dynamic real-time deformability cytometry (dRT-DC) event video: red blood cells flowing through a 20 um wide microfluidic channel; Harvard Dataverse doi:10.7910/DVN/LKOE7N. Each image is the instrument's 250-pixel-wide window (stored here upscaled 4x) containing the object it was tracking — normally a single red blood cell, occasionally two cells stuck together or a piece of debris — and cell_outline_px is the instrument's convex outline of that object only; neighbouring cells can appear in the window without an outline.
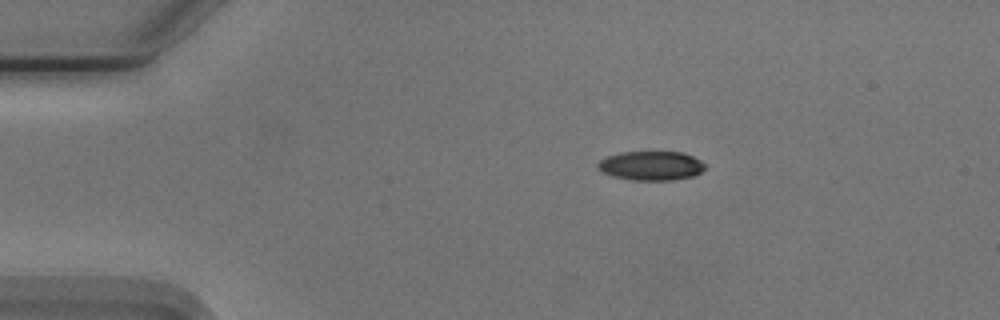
{"species": "Egyptian fruit bat (a non-hibernating species)", "species_latin": "Rousettus aegyptiacus", "temperature_condition": "cold", "stored_images_in_passage": 45, "camera_frame_rate_fps": 3000, "um_per_image_px": 0.085, "animal": {"sex": "male"}, "frame": {"image": 1, "passage_image": 1, "time_ms": 0.0, "image_size_px": [1000, 320], "cell_outline_px": [[708, 164], [700, 172], [692, 176], [672, 180], [632, 180], [612, 176], [596, 168], [596, 164], [600, 160], [608, 156], [620, 152], [684, 152]], "centroid_in_image_um": [55.34, 14.08], "position_along_channel_um": 29.7, "area_um2": 18.26}}
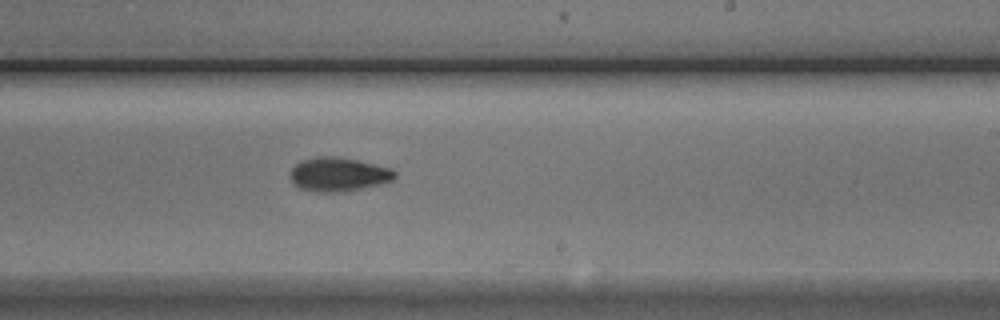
{"frame": {"image": 2, "passage_image": 24, "time_ms": 7.667, "image_size_px": [1000, 320], "cell_outline_px": [[396, 176], [392, 180], [380, 184], [344, 192], [316, 192], [300, 188], [292, 184], [288, 176], [292, 168], [300, 160], [320, 156], [332, 156], [356, 160], [392, 168], [396, 172]], "centroid_in_image_um": [28.73, 14.83], "position_along_channel_um": 260.3, "area_um2": 20.81}}
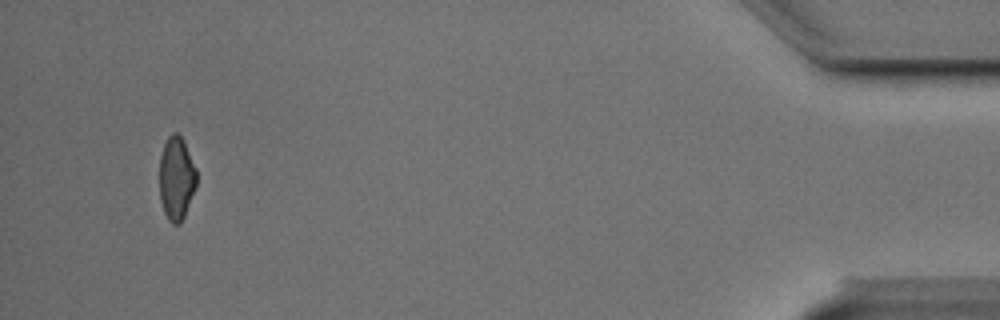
{"frame": {"image": 3, "passage_image": 43, "time_ms": 14.0, "image_size_px": [1000, 320], "cell_outline_px": [[196, 188], [184, 216], [180, 224], [172, 224], [168, 220], [164, 212], [160, 200], [160, 156], [164, 144], [168, 136], [172, 132], [176, 132], [184, 140], [196, 168]], "centroid_in_image_um": [15.0, 15.15], "position_along_channel_um": 420.2, "area_um2": 18.15}, "authors_computed_cell_mechanics": {"area_um2": 19.5942, "velocity_mm_per_s": 3.7583, "shape_relaxation_time_tau1_ms": 3.5715, "shape_relaxation_time_tau2_ms": null, "deformation_change_tau1": 0.1242, "deformation_change_tau2": null}}